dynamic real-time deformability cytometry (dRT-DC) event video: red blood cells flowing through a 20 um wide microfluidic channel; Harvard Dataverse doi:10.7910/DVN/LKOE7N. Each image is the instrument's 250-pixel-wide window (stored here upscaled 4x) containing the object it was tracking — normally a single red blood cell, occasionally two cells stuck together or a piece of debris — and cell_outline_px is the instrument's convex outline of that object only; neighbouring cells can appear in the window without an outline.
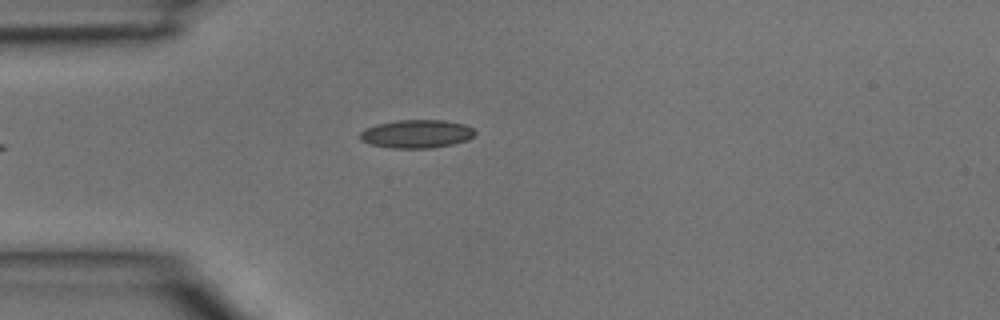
{"species": "common noctule bat (a hibernating species)", "species_latin": "Nyctalus noctula", "temperature_condition": "room temperature", "stored_images_in_passage": 3, "camera_frame_rate_fps": 3000, "um_per_image_px": 0.085, "animal": {"sex": "male", "body_mass_g": 15.6}, "frame": {"image": 1, "passage_image": 3, "time_ms": 0.667, "image_size_px": [1000, 320], "cell_outline_px": [[476, 132], [468, 140], [452, 144], [432, 148], [392, 148], [372, 144], [360, 140], [360, 132], [364, 128], [376, 124], [396, 120], [444, 120], [464, 124], [472, 128]], "centroid_in_image_um": [35.4, 11.37], "position_along_channel_um": 49.6, "area_um2": 18.96}}